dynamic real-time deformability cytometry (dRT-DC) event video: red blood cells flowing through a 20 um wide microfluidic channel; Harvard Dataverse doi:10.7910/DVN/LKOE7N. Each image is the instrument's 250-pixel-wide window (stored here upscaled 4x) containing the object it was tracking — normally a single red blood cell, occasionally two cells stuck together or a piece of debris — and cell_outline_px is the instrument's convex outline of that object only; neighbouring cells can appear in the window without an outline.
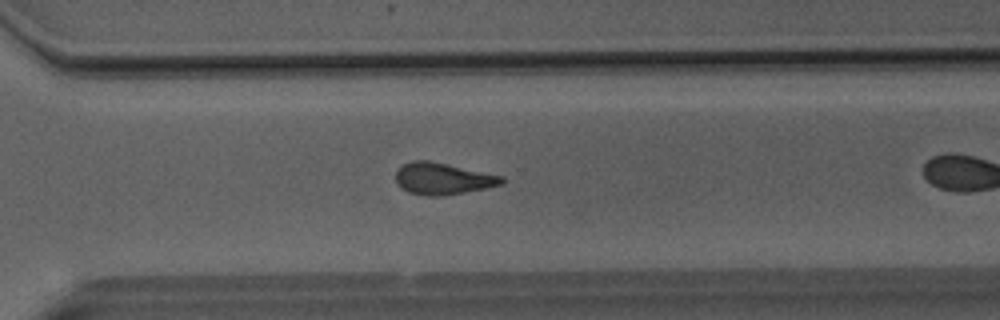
{"species": "Egyptian fruit bat (a non-hibernating species)", "species_latin": "Rousettus aegyptiacus", "temperature_condition": "room temperature", "stored_images_in_passage": 27, "camera_frame_rate_fps": 3000, "um_per_image_px": 0.085, "animal": {"sex": "male"}, "frame": {"image": 1, "passage_image": 23, "time_ms": 7.333, "image_size_px": [1000, 320], "cell_outline_px": [[504, 180], [500, 184], [484, 188], [444, 196], [424, 196], [408, 192], [400, 188], [396, 184], [396, 168], [412, 160], [428, 160], [504, 176]], "centroid_in_image_um": [37.57, 15.19], "position_along_channel_um": 333.0, "area_um2": 19.65}}